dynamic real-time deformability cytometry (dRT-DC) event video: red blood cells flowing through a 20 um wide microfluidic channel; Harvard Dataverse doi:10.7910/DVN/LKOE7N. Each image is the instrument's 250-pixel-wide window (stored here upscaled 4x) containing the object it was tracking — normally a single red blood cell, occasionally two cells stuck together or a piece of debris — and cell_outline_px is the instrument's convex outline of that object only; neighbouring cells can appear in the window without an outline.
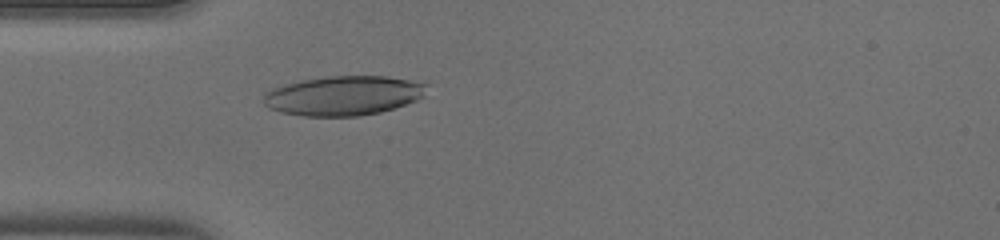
{"species": "human", "species_latin": "Homo sapiens", "temperature_condition": "warm", "stored_images_in_passage": 40, "camera_frame_rate_fps": 3000, "um_per_image_px": 0.085, "donor": {"sex": "male"}, "frame": {"image": 1, "passage_image": 13, "time_ms": 4.0, "image_size_px": [1000, 240], "cell_outline_px": [[428, 84], [424, 96], [416, 100], [380, 112], [360, 116], [300, 116], [280, 112], [268, 108], [264, 104], [264, 92], [272, 88], [284, 84], [300, 80], [328, 76], [388, 76], [424, 80]], "centroid_in_image_um": [29.22, 8.11], "position_along_channel_um": 55.8, "area_um2": 38.15}}
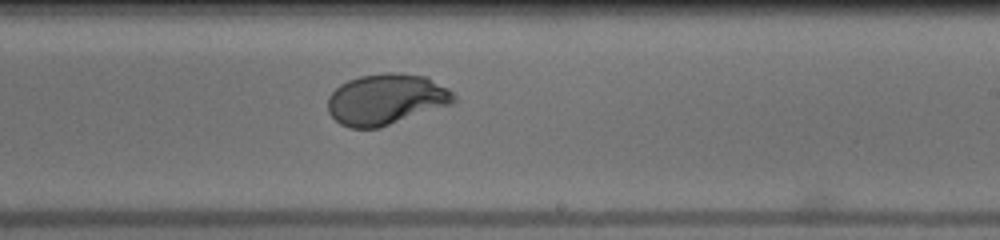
{"frame": {"image": 2, "passage_image": 27, "time_ms": 8.667, "image_size_px": [1000, 240], "cell_outline_px": [[460, 100], [452, 104], [380, 128], [348, 128], [340, 124], [328, 112], [328, 96], [340, 84], [348, 80], [360, 76], [388, 72], [396, 72], [428, 76], [448, 88]], "centroid_in_image_um": [32.85, 8.44], "position_along_channel_um": 256.1, "area_um2": 37.8}}
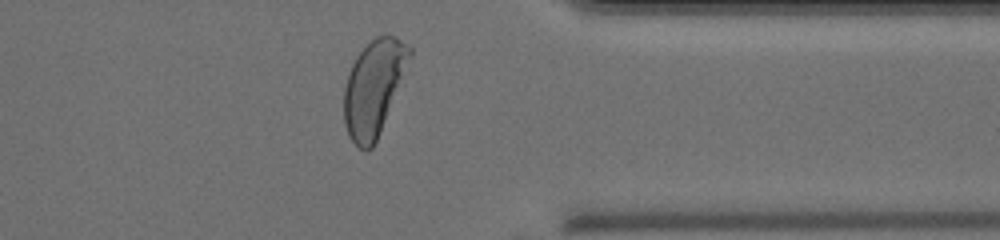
{"frame": {"image": 3, "passage_image": 36, "time_ms": 11.667, "image_size_px": [1000, 240], "cell_outline_px": [[412, 52], [376, 140], [372, 148], [368, 152], [364, 152], [348, 136], [344, 124], [344, 88], [348, 72], [356, 56], [376, 36], [396, 36], [412, 48]], "centroid_in_image_um": [31.72, 7.47], "position_along_channel_um": 379.7, "area_um2": 35.55}}